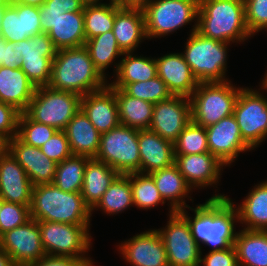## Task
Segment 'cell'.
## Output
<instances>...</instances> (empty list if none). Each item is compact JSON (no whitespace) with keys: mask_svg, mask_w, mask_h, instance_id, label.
Instances as JSON below:
<instances>
[{"mask_svg":"<svg viewBox=\"0 0 267 266\" xmlns=\"http://www.w3.org/2000/svg\"><path fill=\"white\" fill-rule=\"evenodd\" d=\"M189 208L194 211L193 218L186 209L179 213L189 223L192 236L200 249L201 243L210 246V251L223 250L234 245L238 233L235 232L234 223L239 222V219L231 198L224 194H215L205 203Z\"/></svg>","mask_w":267,"mask_h":266,"instance_id":"6da1fadb","label":"cell"},{"mask_svg":"<svg viewBox=\"0 0 267 266\" xmlns=\"http://www.w3.org/2000/svg\"><path fill=\"white\" fill-rule=\"evenodd\" d=\"M107 82L94 67L85 46L57 50L48 85L51 89L73 92L82 97L104 88Z\"/></svg>","mask_w":267,"mask_h":266,"instance_id":"7a4b0ae2","label":"cell"},{"mask_svg":"<svg viewBox=\"0 0 267 266\" xmlns=\"http://www.w3.org/2000/svg\"><path fill=\"white\" fill-rule=\"evenodd\" d=\"M197 32L225 43L253 37L245 21L244 0H199Z\"/></svg>","mask_w":267,"mask_h":266,"instance_id":"3957f363","label":"cell"},{"mask_svg":"<svg viewBox=\"0 0 267 266\" xmlns=\"http://www.w3.org/2000/svg\"><path fill=\"white\" fill-rule=\"evenodd\" d=\"M29 209L36 221L90 225L92 216L81 192H64L53 183L33 186Z\"/></svg>","mask_w":267,"mask_h":266,"instance_id":"277c9868","label":"cell"},{"mask_svg":"<svg viewBox=\"0 0 267 266\" xmlns=\"http://www.w3.org/2000/svg\"><path fill=\"white\" fill-rule=\"evenodd\" d=\"M182 55L199 83L226 82L227 53L230 43L204 37L194 23Z\"/></svg>","mask_w":267,"mask_h":266,"instance_id":"5b68a950","label":"cell"},{"mask_svg":"<svg viewBox=\"0 0 267 266\" xmlns=\"http://www.w3.org/2000/svg\"><path fill=\"white\" fill-rule=\"evenodd\" d=\"M241 89L231 84V81L199 83L189 97L191 121L207 128L233 115Z\"/></svg>","mask_w":267,"mask_h":266,"instance_id":"8992f818","label":"cell"},{"mask_svg":"<svg viewBox=\"0 0 267 266\" xmlns=\"http://www.w3.org/2000/svg\"><path fill=\"white\" fill-rule=\"evenodd\" d=\"M81 109V96L51 89L36 87L34 96L24 113L33 121L64 130L68 122Z\"/></svg>","mask_w":267,"mask_h":266,"instance_id":"52a82bcc","label":"cell"},{"mask_svg":"<svg viewBox=\"0 0 267 266\" xmlns=\"http://www.w3.org/2000/svg\"><path fill=\"white\" fill-rule=\"evenodd\" d=\"M38 224L45 254L73 257L86 266H94L93 260L84 255L92 247L90 225L48 221H38Z\"/></svg>","mask_w":267,"mask_h":266,"instance_id":"ba28073f","label":"cell"},{"mask_svg":"<svg viewBox=\"0 0 267 266\" xmlns=\"http://www.w3.org/2000/svg\"><path fill=\"white\" fill-rule=\"evenodd\" d=\"M142 9L147 39L161 38L190 22H196L199 0H150Z\"/></svg>","mask_w":267,"mask_h":266,"instance_id":"9c48e42d","label":"cell"},{"mask_svg":"<svg viewBox=\"0 0 267 266\" xmlns=\"http://www.w3.org/2000/svg\"><path fill=\"white\" fill-rule=\"evenodd\" d=\"M95 159L105 162L119 174L140 173L138 130L120 124L101 134Z\"/></svg>","mask_w":267,"mask_h":266,"instance_id":"30bf717a","label":"cell"},{"mask_svg":"<svg viewBox=\"0 0 267 266\" xmlns=\"http://www.w3.org/2000/svg\"><path fill=\"white\" fill-rule=\"evenodd\" d=\"M233 115L243 140L252 148H256L267 138V96L263 92L249 89L240 90Z\"/></svg>","mask_w":267,"mask_h":266,"instance_id":"8fae6325","label":"cell"},{"mask_svg":"<svg viewBox=\"0 0 267 266\" xmlns=\"http://www.w3.org/2000/svg\"><path fill=\"white\" fill-rule=\"evenodd\" d=\"M169 215L165 228L156 229L165 246L169 266H200L202 249L194 240L187 220L179 213Z\"/></svg>","mask_w":267,"mask_h":266,"instance_id":"7c38bea8","label":"cell"},{"mask_svg":"<svg viewBox=\"0 0 267 266\" xmlns=\"http://www.w3.org/2000/svg\"><path fill=\"white\" fill-rule=\"evenodd\" d=\"M19 57H22L21 69L36 86H48L51 80L52 62L57 54L52 40L47 33L18 42Z\"/></svg>","mask_w":267,"mask_h":266,"instance_id":"4fadbf2b","label":"cell"},{"mask_svg":"<svg viewBox=\"0 0 267 266\" xmlns=\"http://www.w3.org/2000/svg\"><path fill=\"white\" fill-rule=\"evenodd\" d=\"M0 248L12 258L15 266H28L43 258L46 254L38 221L30 219L24 225L3 233Z\"/></svg>","mask_w":267,"mask_h":266,"instance_id":"5bb4252c","label":"cell"},{"mask_svg":"<svg viewBox=\"0 0 267 266\" xmlns=\"http://www.w3.org/2000/svg\"><path fill=\"white\" fill-rule=\"evenodd\" d=\"M190 122V99L185 96L173 95L154 104L149 129L165 140L174 143Z\"/></svg>","mask_w":267,"mask_h":266,"instance_id":"9a60e30c","label":"cell"},{"mask_svg":"<svg viewBox=\"0 0 267 266\" xmlns=\"http://www.w3.org/2000/svg\"><path fill=\"white\" fill-rule=\"evenodd\" d=\"M206 129L209 152L229 166L240 152L253 150L242 138L234 115L221 119Z\"/></svg>","mask_w":267,"mask_h":266,"instance_id":"2e32d148","label":"cell"},{"mask_svg":"<svg viewBox=\"0 0 267 266\" xmlns=\"http://www.w3.org/2000/svg\"><path fill=\"white\" fill-rule=\"evenodd\" d=\"M40 33L42 30L39 7L11 0L4 10L0 36L5 41L17 43Z\"/></svg>","mask_w":267,"mask_h":266,"instance_id":"e0dca14e","label":"cell"},{"mask_svg":"<svg viewBox=\"0 0 267 266\" xmlns=\"http://www.w3.org/2000/svg\"><path fill=\"white\" fill-rule=\"evenodd\" d=\"M119 249L132 266H169L164 242L156 229L136 234L119 244Z\"/></svg>","mask_w":267,"mask_h":266,"instance_id":"ac0fdd59","label":"cell"},{"mask_svg":"<svg viewBox=\"0 0 267 266\" xmlns=\"http://www.w3.org/2000/svg\"><path fill=\"white\" fill-rule=\"evenodd\" d=\"M7 150L23 167L33 186L53 182L57 163L49 159L40 148L28 145L15 136L7 141Z\"/></svg>","mask_w":267,"mask_h":266,"instance_id":"d6986e66","label":"cell"},{"mask_svg":"<svg viewBox=\"0 0 267 266\" xmlns=\"http://www.w3.org/2000/svg\"><path fill=\"white\" fill-rule=\"evenodd\" d=\"M174 156V163L192 189H197V187L204 189V187L219 183L221 171L226 166L210 152Z\"/></svg>","mask_w":267,"mask_h":266,"instance_id":"ffe728a7","label":"cell"},{"mask_svg":"<svg viewBox=\"0 0 267 266\" xmlns=\"http://www.w3.org/2000/svg\"><path fill=\"white\" fill-rule=\"evenodd\" d=\"M32 189L27 173L6 150L0 155V197L6 202L30 206Z\"/></svg>","mask_w":267,"mask_h":266,"instance_id":"44dd1931","label":"cell"},{"mask_svg":"<svg viewBox=\"0 0 267 266\" xmlns=\"http://www.w3.org/2000/svg\"><path fill=\"white\" fill-rule=\"evenodd\" d=\"M81 109L100 134L120 125L115 91L108 84L82 96Z\"/></svg>","mask_w":267,"mask_h":266,"instance_id":"7402d4cb","label":"cell"},{"mask_svg":"<svg viewBox=\"0 0 267 266\" xmlns=\"http://www.w3.org/2000/svg\"><path fill=\"white\" fill-rule=\"evenodd\" d=\"M157 75L172 95L190 97L199 82L185 62L182 53H169L156 58Z\"/></svg>","mask_w":267,"mask_h":266,"instance_id":"603a6c76","label":"cell"},{"mask_svg":"<svg viewBox=\"0 0 267 266\" xmlns=\"http://www.w3.org/2000/svg\"><path fill=\"white\" fill-rule=\"evenodd\" d=\"M112 32L120 49L134 52L140 42L146 40L145 17L142 7L121 6L116 3V15ZM144 38V39H143Z\"/></svg>","mask_w":267,"mask_h":266,"instance_id":"cb8c5ba5","label":"cell"},{"mask_svg":"<svg viewBox=\"0 0 267 266\" xmlns=\"http://www.w3.org/2000/svg\"><path fill=\"white\" fill-rule=\"evenodd\" d=\"M138 147L140 152V173L150 174L174 163L173 143L165 140L150 129L138 131Z\"/></svg>","mask_w":267,"mask_h":266,"instance_id":"d4e9b609","label":"cell"},{"mask_svg":"<svg viewBox=\"0 0 267 266\" xmlns=\"http://www.w3.org/2000/svg\"><path fill=\"white\" fill-rule=\"evenodd\" d=\"M72 155L95 158L100 147L101 134L89 121L82 109L74 115L64 129Z\"/></svg>","mask_w":267,"mask_h":266,"instance_id":"484cf974","label":"cell"},{"mask_svg":"<svg viewBox=\"0 0 267 266\" xmlns=\"http://www.w3.org/2000/svg\"><path fill=\"white\" fill-rule=\"evenodd\" d=\"M149 175L153 178L164 202H170V214L190 207L186 204L185 198L186 196L189 197L188 195L190 191H192V188L188 185L184 176L179 172L175 163L168 167L153 171Z\"/></svg>","mask_w":267,"mask_h":266,"instance_id":"4316f807","label":"cell"},{"mask_svg":"<svg viewBox=\"0 0 267 266\" xmlns=\"http://www.w3.org/2000/svg\"><path fill=\"white\" fill-rule=\"evenodd\" d=\"M36 86L21 68L0 66V101L24 112L35 93Z\"/></svg>","mask_w":267,"mask_h":266,"instance_id":"83f0119b","label":"cell"},{"mask_svg":"<svg viewBox=\"0 0 267 266\" xmlns=\"http://www.w3.org/2000/svg\"><path fill=\"white\" fill-rule=\"evenodd\" d=\"M124 55L114 64L116 80L108 83L111 88L124 89L129 83L147 81L157 76L155 58L136 56L133 52H125Z\"/></svg>","mask_w":267,"mask_h":266,"instance_id":"f1b7e54d","label":"cell"},{"mask_svg":"<svg viewBox=\"0 0 267 266\" xmlns=\"http://www.w3.org/2000/svg\"><path fill=\"white\" fill-rule=\"evenodd\" d=\"M119 173L105 162L90 158L86 163L81 195L92 210Z\"/></svg>","mask_w":267,"mask_h":266,"instance_id":"f546056e","label":"cell"},{"mask_svg":"<svg viewBox=\"0 0 267 266\" xmlns=\"http://www.w3.org/2000/svg\"><path fill=\"white\" fill-rule=\"evenodd\" d=\"M235 208L244 229L267 231V181L254 186Z\"/></svg>","mask_w":267,"mask_h":266,"instance_id":"4dcf8cb0","label":"cell"},{"mask_svg":"<svg viewBox=\"0 0 267 266\" xmlns=\"http://www.w3.org/2000/svg\"><path fill=\"white\" fill-rule=\"evenodd\" d=\"M112 89L115 91L120 124L138 131L149 129L154 104L131 97L123 89Z\"/></svg>","mask_w":267,"mask_h":266,"instance_id":"1f68e13d","label":"cell"},{"mask_svg":"<svg viewBox=\"0 0 267 266\" xmlns=\"http://www.w3.org/2000/svg\"><path fill=\"white\" fill-rule=\"evenodd\" d=\"M234 247L239 266H267V231L243 229Z\"/></svg>","mask_w":267,"mask_h":266,"instance_id":"d6a6232c","label":"cell"},{"mask_svg":"<svg viewBox=\"0 0 267 266\" xmlns=\"http://www.w3.org/2000/svg\"><path fill=\"white\" fill-rule=\"evenodd\" d=\"M47 34L57 50L84 46L86 37L83 12L62 14Z\"/></svg>","mask_w":267,"mask_h":266,"instance_id":"836d02e7","label":"cell"},{"mask_svg":"<svg viewBox=\"0 0 267 266\" xmlns=\"http://www.w3.org/2000/svg\"><path fill=\"white\" fill-rule=\"evenodd\" d=\"M133 197L131 189V174L123 175L119 174L109 188L105 191L102 199L92 209L100 208L107 215H116L123 210L132 207Z\"/></svg>","mask_w":267,"mask_h":266,"instance_id":"e575fe53","label":"cell"},{"mask_svg":"<svg viewBox=\"0 0 267 266\" xmlns=\"http://www.w3.org/2000/svg\"><path fill=\"white\" fill-rule=\"evenodd\" d=\"M93 61L94 67L107 79L105 70L115 59L124 55V52L117 44L112 31L97 35L85 42L84 45Z\"/></svg>","mask_w":267,"mask_h":266,"instance_id":"d590c367","label":"cell"},{"mask_svg":"<svg viewBox=\"0 0 267 266\" xmlns=\"http://www.w3.org/2000/svg\"><path fill=\"white\" fill-rule=\"evenodd\" d=\"M89 157L71 155L56 165L53 184L64 192H81Z\"/></svg>","mask_w":267,"mask_h":266,"instance_id":"8d00e7d4","label":"cell"},{"mask_svg":"<svg viewBox=\"0 0 267 266\" xmlns=\"http://www.w3.org/2000/svg\"><path fill=\"white\" fill-rule=\"evenodd\" d=\"M116 15V2L85 5L83 8L86 41L112 31Z\"/></svg>","mask_w":267,"mask_h":266,"instance_id":"74e56055","label":"cell"},{"mask_svg":"<svg viewBox=\"0 0 267 266\" xmlns=\"http://www.w3.org/2000/svg\"><path fill=\"white\" fill-rule=\"evenodd\" d=\"M131 189L133 203L137 208L151 209L160 203L165 204L149 174L131 173Z\"/></svg>","mask_w":267,"mask_h":266,"instance_id":"f35d334b","label":"cell"},{"mask_svg":"<svg viewBox=\"0 0 267 266\" xmlns=\"http://www.w3.org/2000/svg\"><path fill=\"white\" fill-rule=\"evenodd\" d=\"M174 155H192L209 152L206 129L190 122L173 143Z\"/></svg>","mask_w":267,"mask_h":266,"instance_id":"ab89813d","label":"cell"},{"mask_svg":"<svg viewBox=\"0 0 267 266\" xmlns=\"http://www.w3.org/2000/svg\"><path fill=\"white\" fill-rule=\"evenodd\" d=\"M123 90L131 97L139 98L152 104L173 96L167 85L158 75L147 81L129 83Z\"/></svg>","mask_w":267,"mask_h":266,"instance_id":"60d3db41","label":"cell"},{"mask_svg":"<svg viewBox=\"0 0 267 266\" xmlns=\"http://www.w3.org/2000/svg\"><path fill=\"white\" fill-rule=\"evenodd\" d=\"M57 130L49 125L31 120L24 112L18 119L17 136L26 144L40 148Z\"/></svg>","mask_w":267,"mask_h":266,"instance_id":"b9f144b4","label":"cell"},{"mask_svg":"<svg viewBox=\"0 0 267 266\" xmlns=\"http://www.w3.org/2000/svg\"><path fill=\"white\" fill-rule=\"evenodd\" d=\"M30 206L3 201L0 211V236L6 231L24 225L31 219Z\"/></svg>","mask_w":267,"mask_h":266,"instance_id":"7bdbcfd3","label":"cell"},{"mask_svg":"<svg viewBox=\"0 0 267 266\" xmlns=\"http://www.w3.org/2000/svg\"><path fill=\"white\" fill-rule=\"evenodd\" d=\"M245 21L252 36L267 30V0H244Z\"/></svg>","mask_w":267,"mask_h":266,"instance_id":"ee69618b","label":"cell"},{"mask_svg":"<svg viewBox=\"0 0 267 266\" xmlns=\"http://www.w3.org/2000/svg\"><path fill=\"white\" fill-rule=\"evenodd\" d=\"M40 149L49 159L57 164L72 155L64 130H57Z\"/></svg>","mask_w":267,"mask_h":266,"instance_id":"f6af8a7d","label":"cell"},{"mask_svg":"<svg viewBox=\"0 0 267 266\" xmlns=\"http://www.w3.org/2000/svg\"><path fill=\"white\" fill-rule=\"evenodd\" d=\"M20 113L14 106L0 101V135L7 141L18 134Z\"/></svg>","mask_w":267,"mask_h":266,"instance_id":"bcb514c9","label":"cell"},{"mask_svg":"<svg viewBox=\"0 0 267 266\" xmlns=\"http://www.w3.org/2000/svg\"><path fill=\"white\" fill-rule=\"evenodd\" d=\"M203 264V265H202ZM239 266L234 245L223 250L209 251L200 258V266Z\"/></svg>","mask_w":267,"mask_h":266,"instance_id":"7dc6e473","label":"cell"},{"mask_svg":"<svg viewBox=\"0 0 267 266\" xmlns=\"http://www.w3.org/2000/svg\"><path fill=\"white\" fill-rule=\"evenodd\" d=\"M21 65L22 57H19L18 42L12 43L0 37V66L17 69Z\"/></svg>","mask_w":267,"mask_h":266,"instance_id":"c3c4849f","label":"cell"},{"mask_svg":"<svg viewBox=\"0 0 267 266\" xmlns=\"http://www.w3.org/2000/svg\"><path fill=\"white\" fill-rule=\"evenodd\" d=\"M84 4L81 0H45L40 7L43 10H56L66 12H83Z\"/></svg>","mask_w":267,"mask_h":266,"instance_id":"681fc988","label":"cell"},{"mask_svg":"<svg viewBox=\"0 0 267 266\" xmlns=\"http://www.w3.org/2000/svg\"><path fill=\"white\" fill-rule=\"evenodd\" d=\"M28 266H86L81 260L68 256L45 255Z\"/></svg>","mask_w":267,"mask_h":266,"instance_id":"f907efd6","label":"cell"},{"mask_svg":"<svg viewBox=\"0 0 267 266\" xmlns=\"http://www.w3.org/2000/svg\"><path fill=\"white\" fill-rule=\"evenodd\" d=\"M41 30L44 33H48L54 28L55 22L59 16L64 14V11L56 10H43L39 7Z\"/></svg>","mask_w":267,"mask_h":266,"instance_id":"816d5d0a","label":"cell"},{"mask_svg":"<svg viewBox=\"0 0 267 266\" xmlns=\"http://www.w3.org/2000/svg\"><path fill=\"white\" fill-rule=\"evenodd\" d=\"M0 266H15L12 258L0 248Z\"/></svg>","mask_w":267,"mask_h":266,"instance_id":"f5cc1de1","label":"cell"},{"mask_svg":"<svg viewBox=\"0 0 267 266\" xmlns=\"http://www.w3.org/2000/svg\"><path fill=\"white\" fill-rule=\"evenodd\" d=\"M150 0H125V6L143 7Z\"/></svg>","mask_w":267,"mask_h":266,"instance_id":"db71d44e","label":"cell"},{"mask_svg":"<svg viewBox=\"0 0 267 266\" xmlns=\"http://www.w3.org/2000/svg\"><path fill=\"white\" fill-rule=\"evenodd\" d=\"M16 1L21 4L33 5V6H38V7L43 5L45 2V0H16Z\"/></svg>","mask_w":267,"mask_h":266,"instance_id":"11a10c76","label":"cell"},{"mask_svg":"<svg viewBox=\"0 0 267 266\" xmlns=\"http://www.w3.org/2000/svg\"><path fill=\"white\" fill-rule=\"evenodd\" d=\"M10 2L11 0H0V27H1V21L3 18L4 10Z\"/></svg>","mask_w":267,"mask_h":266,"instance_id":"9f6ffc18","label":"cell"},{"mask_svg":"<svg viewBox=\"0 0 267 266\" xmlns=\"http://www.w3.org/2000/svg\"><path fill=\"white\" fill-rule=\"evenodd\" d=\"M7 150V140L0 135V155Z\"/></svg>","mask_w":267,"mask_h":266,"instance_id":"6f0895ef","label":"cell"},{"mask_svg":"<svg viewBox=\"0 0 267 266\" xmlns=\"http://www.w3.org/2000/svg\"><path fill=\"white\" fill-rule=\"evenodd\" d=\"M84 5H95V4H104L100 1L102 0H81Z\"/></svg>","mask_w":267,"mask_h":266,"instance_id":"680465c9","label":"cell"},{"mask_svg":"<svg viewBox=\"0 0 267 266\" xmlns=\"http://www.w3.org/2000/svg\"><path fill=\"white\" fill-rule=\"evenodd\" d=\"M261 89L267 91V72L265 73L264 79L261 81Z\"/></svg>","mask_w":267,"mask_h":266,"instance_id":"91938a15","label":"cell"},{"mask_svg":"<svg viewBox=\"0 0 267 266\" xmlns=\"http://www.w3.org/2000/svg\"><path fill=\"white\" fill-rule=\"evenodd\" d=\"M109 2H116L121 6H125V0H109Z\"/></svg>","mask_w":267,"mask_h":266,"instance_id":"94428289","label":"cell"},{"mask_svg":"<svg viewBox=\"0 0 267 266\" xmlns=\"http://www.w3.org/2000/svg\"><path fill=\"white\" fill-rule=\"evenodd\" d=\"M3 199L0 197V211H1V208H2V203H3Z\"/></svg>","mask_w":267,"mask_h":266,"instance_id":"6125c7cd","label":"cell"}]
</instances>
